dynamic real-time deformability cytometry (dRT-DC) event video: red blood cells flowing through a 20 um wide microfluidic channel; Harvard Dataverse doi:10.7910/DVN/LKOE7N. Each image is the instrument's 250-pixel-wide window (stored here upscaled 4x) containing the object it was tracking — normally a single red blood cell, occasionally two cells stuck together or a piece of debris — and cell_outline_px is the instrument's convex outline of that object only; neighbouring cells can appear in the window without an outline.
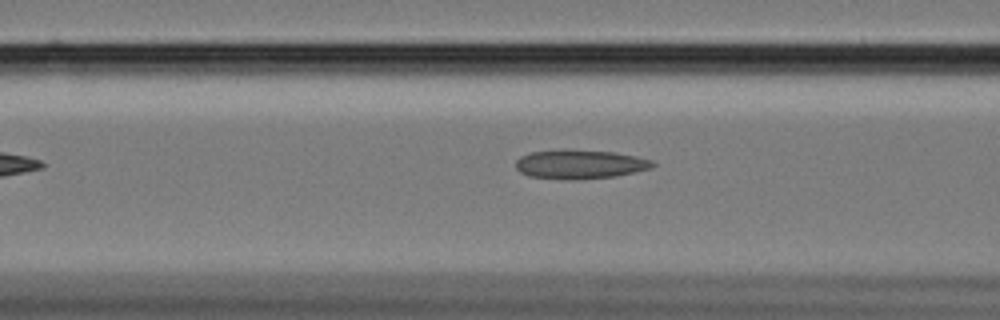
{"species": "Egyptian fruit bat (a non-hibernating species)", "species_latin": "Rousettus aegyptiacus", "temperature_condition": "cold", "stored_images_in_passage": 7, "camera_frame_rate_fps": 3000, "um_per_image_px": 0.085, "animal": {"sex": "female"}, "frame": {"image": 1, "passage_image": 5, "time_ms": 1.333, "image_size_px": [1000, 320], "cell_outline_px": [[656, 164], [652, 168], [616, 176], [576, 180], [572, 180], [528, 176], [520, 172], [516, 168], [516, 160], [520, 156], [532, 152], [560, 148], [564, 148], [612, 152], [636, 156], [652, 160]], "centroid_in_image_um": [49.27, 13.95], "position_along_channel_um": 117.3, "area_um2": 23.52}}